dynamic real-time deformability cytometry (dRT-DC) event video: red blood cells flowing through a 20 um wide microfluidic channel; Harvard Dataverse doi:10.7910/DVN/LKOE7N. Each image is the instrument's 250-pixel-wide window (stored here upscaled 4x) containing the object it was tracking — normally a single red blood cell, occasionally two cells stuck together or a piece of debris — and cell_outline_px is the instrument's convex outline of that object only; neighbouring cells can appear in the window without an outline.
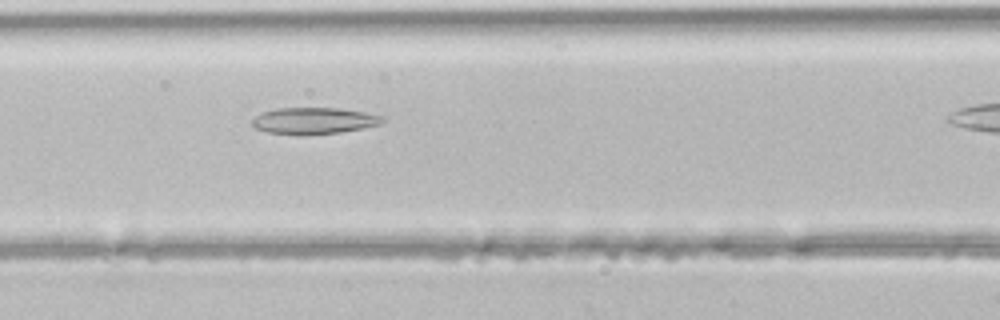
{"species": "common noctule bat (a hibernating species)", "species_latin": "Nyctalus noctula", "temperature_condition": "room temperature", "stored_images_in_passage": 26, "camera_frame_rate_fps": 3000, "um_per_image_px": 0.085, "animal": {"sex": "male", "body_mass_g": 21.5, "forearm_length_mm": 52.0}, "frame": {"image": 1, "passage_image": 8, "time_ms": 2.333, "image_size_px": [1000, 320], "cell_outline_px": [[384, 120], [380, 124], [340, 132], [304, 136], [300, 136], [268, 132], [256, 128], [252, 124], [252, 120], [256, 116], [264, 112], [276, 108], [340, 108], [368, 112], [384, 116]], "centroid_in_image_um": [26.7, 10.27], "position_along_channel_um": 139.9, "area_um2": 20.29}}
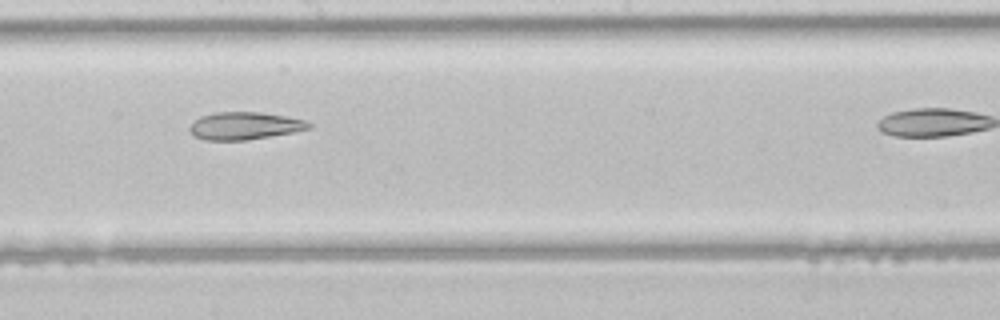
{"frame": {"image": 2, "passage_image": 14, "time_ms": 4.333, "image_size_px": [1000, 320], "cell_outline_px": [[312, 128], [292, 132], [248, 140], [204, 140], [196, 136], [188, 128], [200, 116], [216, 112], [260, 112], [284, 116], [304, 120], [312, 124]], "centroid_in_image_um": [20.8, 10.69], "position_along_channel_um": 227.4, "area_um2": 18.9}}
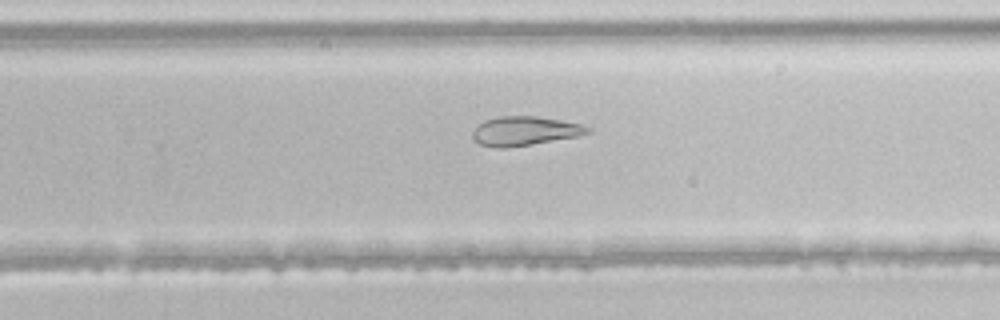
{"frame": {"image": 3, "passage_image": 18, "time_ms": 5.667, "image_size_px": [1000, 320], "cell_outline_px": [[592, 132], [576, 136], [532, 144], [504, 148], [500, 148], [480, 144], [472, 136], [472, 132], [484, 120], [500, 116], [536, 116], [560, 120], [580, 124], [592, 128]], "centroid_in_image_um": [44.61, 11.12], "position_along_channel_um": 285.2, "area_um2": 19.25}}